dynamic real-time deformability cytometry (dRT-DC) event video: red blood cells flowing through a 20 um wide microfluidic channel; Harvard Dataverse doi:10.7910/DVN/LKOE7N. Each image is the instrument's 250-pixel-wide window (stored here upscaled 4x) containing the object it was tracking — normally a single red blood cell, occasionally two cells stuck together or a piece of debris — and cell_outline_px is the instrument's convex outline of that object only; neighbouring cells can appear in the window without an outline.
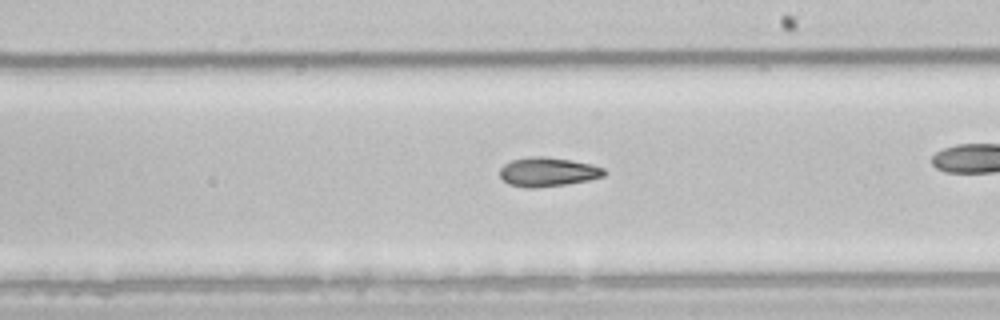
{"species": "common noctule bat (a hibernating species)", "species_latin": "Nyctalus noctula", "temperature_condition": "room temperature", "stored_images_in_passage": 27, "camera_frame_rate_fps": 3000, "um_per_image_px": 0.085, "animal": {"sex": "male", "body_mass_g": 21.5, "forearm_length_mm": 52.0}, "frame": {"image": 1, "passage_image": 16, "time_ms": 5.0, "image_size_px": [1000, 320], "cell_outline_px": [[608, 172], [604, 176], [588, 180], [568, 184], [536, 188], [528, 188], [508, 184], [500, 176], [500, 168], [504, 164], [512, 160], [532, 156], [544, 156], [592, 164], [604, 168]], "centroid_in_image_um": [46.58, 14.62], "position_along_channel_um": 242.4, "area_um2": 17.74}}